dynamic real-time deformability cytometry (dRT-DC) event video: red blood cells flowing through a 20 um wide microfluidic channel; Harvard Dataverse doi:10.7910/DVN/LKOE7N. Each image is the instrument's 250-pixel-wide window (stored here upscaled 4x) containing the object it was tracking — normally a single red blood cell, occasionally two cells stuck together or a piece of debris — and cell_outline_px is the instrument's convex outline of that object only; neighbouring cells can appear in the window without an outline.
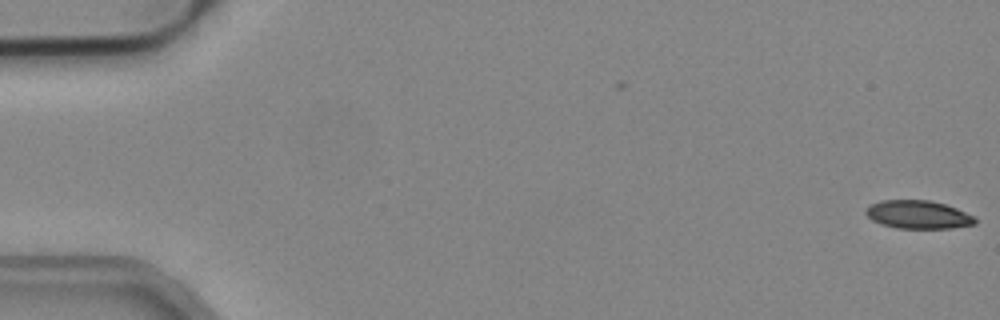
{"species": "common noctule bat (a hibernating species)", "species_latin": "Nyctalus noctula", "temperature_condition": "cold", "stored_images_in_passage": 2, "camera_frame_rate_fps": 3000, "um_per_image_px": 0.085, "animal": {"sex": "male", "body_mass_g": 19.2, "forearm_length_mm": 51.8}, "frame": {"image": 1, "passage_image": 2, "time_ms": 0.333, "image_size_px": [1000, 320], "cell_outline_px": [[976, 224], [952, 228], [896, 228], [880, 224], [872, 220], [864, 212], [864, 208], [868, 204], [880, 200], [928, 200], [944, 204], [956, 208], [976, 216]], "centroid_in_image_um": [78.01, 18.24], "position_along_channel_um": 7.0, "area_um2": 18.21}}